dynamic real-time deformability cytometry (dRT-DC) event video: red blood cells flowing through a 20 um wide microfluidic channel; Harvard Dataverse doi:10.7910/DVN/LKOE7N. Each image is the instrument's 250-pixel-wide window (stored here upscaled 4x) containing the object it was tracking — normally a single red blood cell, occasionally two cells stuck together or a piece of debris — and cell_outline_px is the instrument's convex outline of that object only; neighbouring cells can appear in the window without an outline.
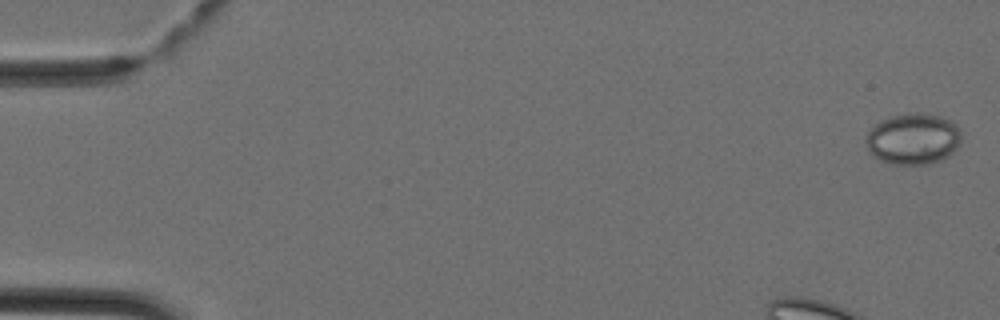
{"species": "Egyptian fruit bat (a non-hibernating species)", "species_latin": "Rousettus aegyptiacus", "temperature_condition": "cold", "stored_images_in_passage": 3, "camera_frame_rate_fps": 3000, "um_per_image_px": 0.085, "animal": {"sex": "female"}, "frame": {"image": 1, "passage_image": 3, "time_ms": 0.667, "image_size_px": [1000, 320], "cell_outline_px": [[960, 144], [948, 156], [940, 160], [928, 164], [892, 164], [880, 160], [872, 156], [868, 148], [868, 132], [880, 120], [892, 116], [916, 112], [936, 116], [948, 120], [956, 124], [960, 128]], "centroid_in_image_um": [77.63, 11.81], "position_along_channel_um": 7.4, "area_um2": 28.09}}